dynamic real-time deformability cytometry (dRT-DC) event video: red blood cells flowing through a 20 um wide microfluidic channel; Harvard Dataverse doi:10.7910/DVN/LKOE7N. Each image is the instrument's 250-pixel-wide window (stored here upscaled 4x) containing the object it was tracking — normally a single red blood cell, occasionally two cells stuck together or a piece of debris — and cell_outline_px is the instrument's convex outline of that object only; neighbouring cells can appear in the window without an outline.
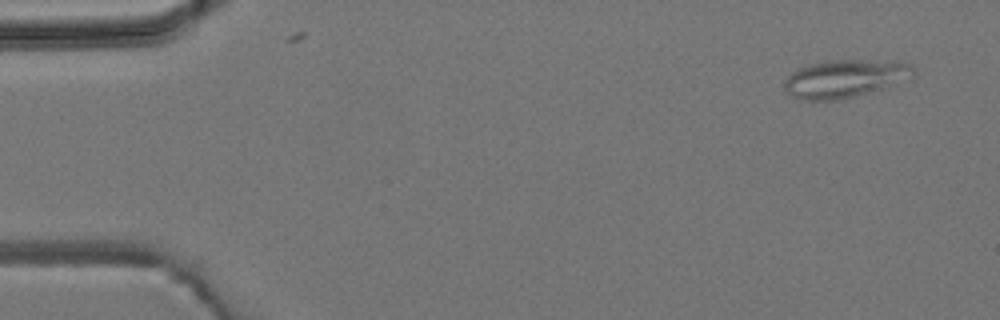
{"species": "common noctule bat (a hibernating species)", "species_latin": "Nyctalus noctula", "temperature_condition": "room temperature", "stored_images_in_passage": 4, "camera_frame_rate_fps": 3000, "um_per_image_px": 0.085, "animal": {"sex": "male", "body_mass_g": 19.2, "forearm_length_mm": 51.8}, "frame": {"image": 1, "passage_image": 1, "time_ms": 0.0, "image_size_px": [1000, 320], "cell_outline_px": [[916, 72], [912, 76], [880, 88], [856, 96], [840, 100], [800, 100], [792, 96], [784, 88], [784, 80], [792, 72], [808, 64], [828, 60], [904, 60], [912, 64]], "centroid_in_image_um": [71.82, 6.66], "position_along_channel_um": 13.2, "area_um2": 28.55}}